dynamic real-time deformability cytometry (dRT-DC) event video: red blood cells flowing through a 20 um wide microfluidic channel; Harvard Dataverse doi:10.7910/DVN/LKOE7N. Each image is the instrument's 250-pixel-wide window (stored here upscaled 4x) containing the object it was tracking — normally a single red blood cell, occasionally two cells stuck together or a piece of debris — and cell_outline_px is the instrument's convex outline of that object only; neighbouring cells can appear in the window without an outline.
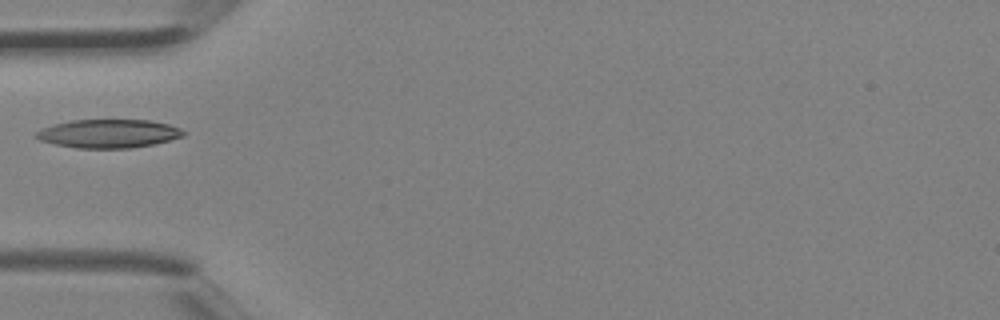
{"species": "Egyptian fruit bat (a non-hibernating species)", "species_latin": "Rousettus aegyptiacus", "temperature_condition": "room temperature", "stored_images_in_passage": 4, "camera_frame_rate_fps": 3000, "um_per_image_px": 0.085, "animal": {"sex": "female"}, "frame": {"image": 1, "passage_image": 4, "time_ms": 1.0, "image_size_px": [1000, 320], "cell_outline_px": [[184, 136], [156, 144], [128, 148], [76, 148], [56, 144], [40, 140], [36, 136], [36, 132], [40, 128], [72, 120], [148, 120], [168, 124], [180, 128], [184, 132]], "centroid_in_image_um": [9.24, 11.36], "position_along_channel_um": 75.8, "area_um2": 24.33}}